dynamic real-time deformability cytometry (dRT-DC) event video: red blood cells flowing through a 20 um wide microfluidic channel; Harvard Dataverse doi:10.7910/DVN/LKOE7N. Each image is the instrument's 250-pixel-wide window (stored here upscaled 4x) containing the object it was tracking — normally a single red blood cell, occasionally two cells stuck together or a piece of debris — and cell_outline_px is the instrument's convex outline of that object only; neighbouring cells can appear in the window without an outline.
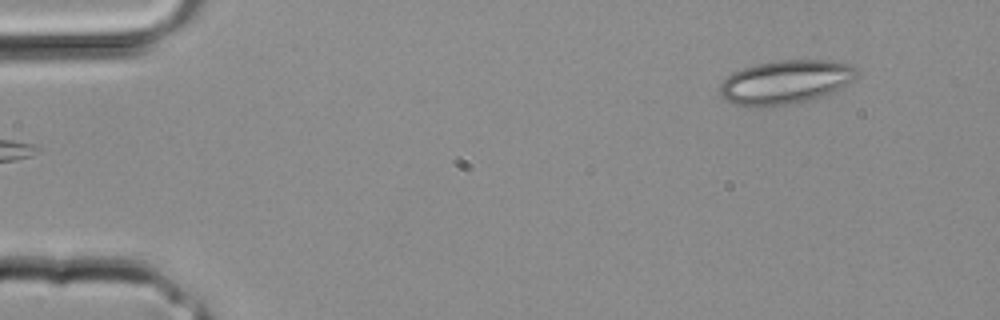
{"species": "common noctule bat (a hibernating species)", "species_latin": "Nyctalus noctula", "temperature_condition": "room temperature", "stored_images_in_passage": 31, "segment_of_instrument_passage": [1, 2], "camera_frame_rate_fps": 3000, "um_per_image_px": 0.085, "animal": {"sex": "male", "body_mass_g": 20.4}, "frame": {"image": 1, "passage_image": 1, "time_ms": 0.0, "image_size_px": [1000, 320], "cell_outline_px": [[856, 76], [852, 80], [832, 92], [824, 96], [808, 100], [788, 104], [732, 104], [724, 100], [720, 96], [720, 84], [732, 72], [756, 64], [780, 60], [832, 60], [848, 64], [856, 68]], "centroid_in_image_um": [66.76, 6.94], "position_along_channel_um": 18.2, "area_um2": 34.16}}
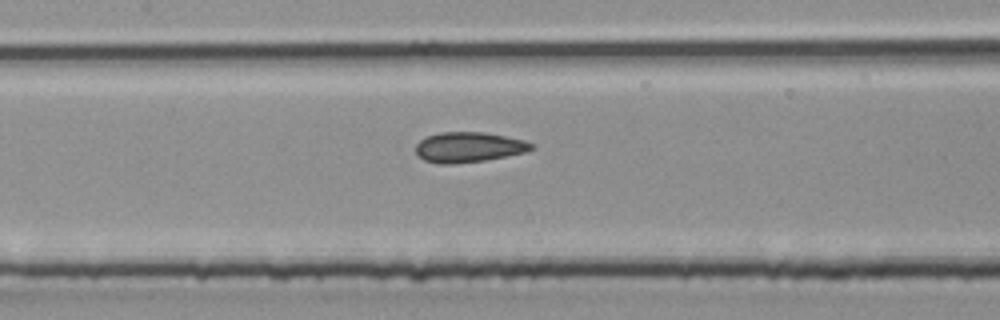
{"frame": {"image": 2, "passage_image": 13, "time_ms": 4.0, "image_size_px": [1000, 320], "cell_outline_px": [[536, 148], [524, 152], [484, 160], [452, 164], [440, 164], [424, 160], [416, 152], [416, 144], [420, 140], [428, 136], [440, 132], [484, 132], [524, 140], [536, 144]], "centroid_in_image_um": [39.85, 12.5], "position_along_channel_um": 167.5, "area_um2": 20.23}}
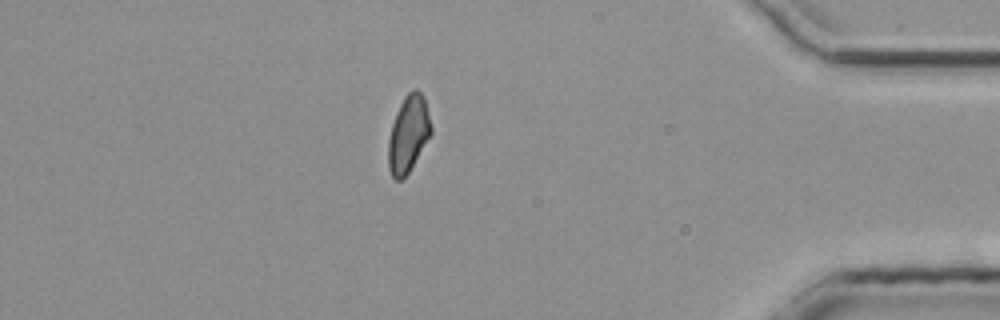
{"frame": {"image": 3, "passage_image": 26, "time_ms": 8.333, "image_size_px": [1000, 320], "cell_outline_px": [[432, 132], [408, 172], [400, 180], [396, 180], [392, 176], [388, 168], [388, 140], [392, 124], [396, 112], [404, 96], [412, 88], [416, 88], [424, 96], [432, 128]], "centroid_in_image_um": [34.7, 11.35], "position_along_channel_um": 400.5, "area_um2": 18.96}}